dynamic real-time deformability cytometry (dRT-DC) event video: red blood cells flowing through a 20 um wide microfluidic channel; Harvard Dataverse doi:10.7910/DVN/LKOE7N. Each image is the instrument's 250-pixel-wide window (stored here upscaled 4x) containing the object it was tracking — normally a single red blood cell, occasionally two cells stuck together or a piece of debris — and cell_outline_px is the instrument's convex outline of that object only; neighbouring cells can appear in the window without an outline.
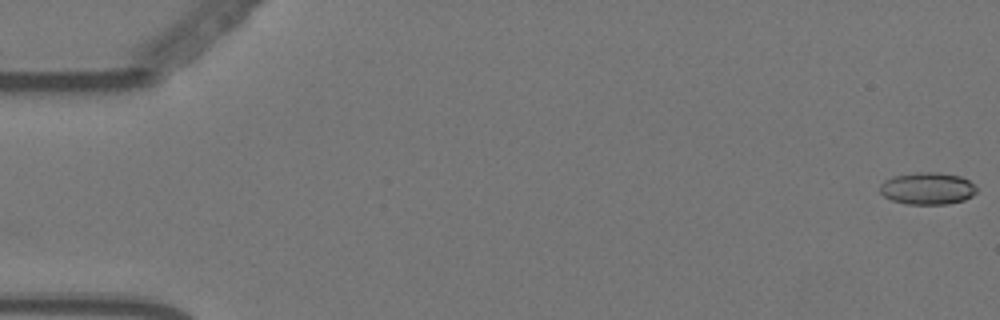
{"species": "Egyptian fruit bat (a non-hibernating species)", "species_latin": "Rousettus aegyptiacus", "temperature_condition": "warm", "stored_images_in_passage": 18, "camera_frame_rate_fps": 3000, "um_per_image_px": 0.085, "animal": {"sex": "female"}, "frame": {"image": 1, "passage_image": 1, "time_ms": 0.0, "image_size_px": [1000, 320], "cell_outline_px": [[976, 192], [972, 196], [964, 200], [948, 204], [908, 204], [892, 200], [884, 196], [880, 192], [880, 184], [884, 180], [892, 176], [916, 172], [940, 172], [960, 176], [968, 180], [976, 188]], "centroid_in_image_um": [78.82, 16.01], "position_along_channel_um": 6.2, "area_um2": 18.15}}
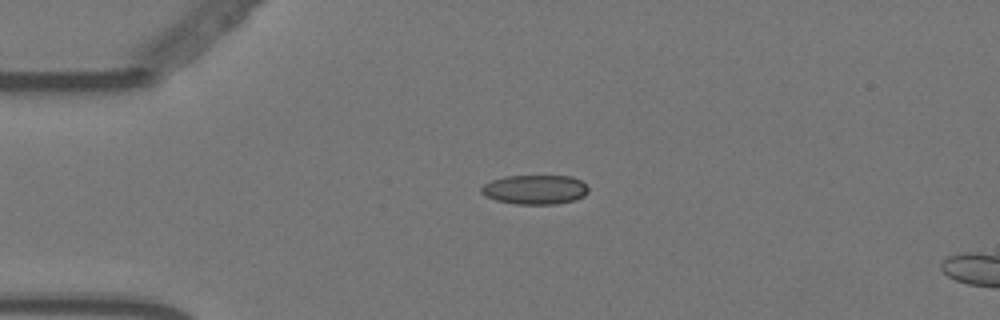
{"frame": {"image": 2, "passage_image": 14, "time_ms": 4.333, "image_size_px": [1000, 320], "cell_outline_px": [[588, 192], [584, 196], [576, 200], [556, 204], [516, 204], [496, 200], [484, 196], [480, 192], [480, 188], [484, 184], [492, 180], [504, 176], [572, 176], [580, 180], [588, 188]], "centroid_in_image_um": [45.46, 16.12], "position_along_channel_um": 39.5, "area_um2": 18.44}}